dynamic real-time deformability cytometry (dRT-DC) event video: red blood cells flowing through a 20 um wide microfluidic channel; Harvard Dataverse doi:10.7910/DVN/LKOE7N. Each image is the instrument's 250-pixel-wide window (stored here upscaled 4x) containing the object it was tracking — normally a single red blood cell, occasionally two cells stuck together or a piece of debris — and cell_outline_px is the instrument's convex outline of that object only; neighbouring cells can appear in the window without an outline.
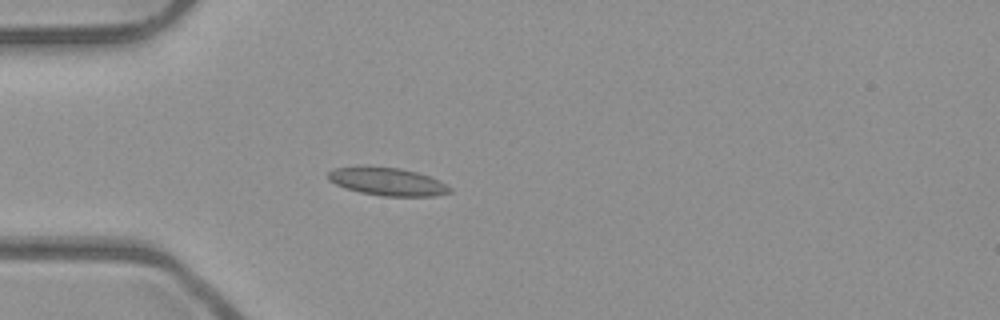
{"species": "common noctule bat (a hibernating species)", "species_latin": "Nyctalus noctula", "temperature_condition": "room temperature", "stored_images_in_passage": 2, "camera_frame_rate_fps": 3000, "um_per_image_px": 0.085, "animal": {"sex": "male", "body_mass_g": 23.1, "forearm_length_mm": 52.7}, "frame": {"image": 1, "passage_image": 2, "time_ms": 0.333, "image_size_px": [1000, 320], "cell_outline_px": [[452, 192], [432, 196], [380, 196], [360, 192], [344, 188], [328, 180], [328, 172], [332, 168], [400, 168], [416, 172], [440, 180], [452, 188]], "centroid_in_image_um": [32.97, 15.47], "position_along_channel_um": 52.0, "area_um2": 19.36}}